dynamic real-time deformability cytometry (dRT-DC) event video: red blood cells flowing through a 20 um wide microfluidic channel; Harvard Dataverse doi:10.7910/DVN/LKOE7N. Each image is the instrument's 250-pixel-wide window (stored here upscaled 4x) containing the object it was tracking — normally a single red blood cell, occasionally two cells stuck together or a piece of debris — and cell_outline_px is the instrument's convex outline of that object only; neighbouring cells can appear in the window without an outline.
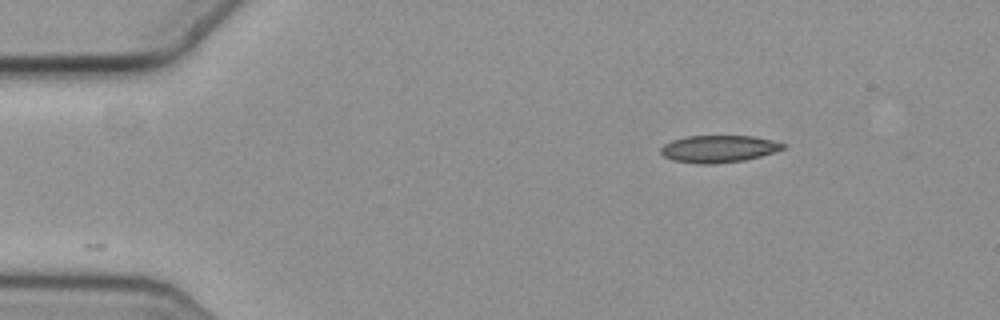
{"species": "common noctule bat (a hibernating species)", "species_latin": "Nyctalus noctula", "temperature_condition": "cold", "stored_images_in_passage": 34, "camera_frame_rate_fps": 3000, "um_per_image_px": 0.085, "animal": {"sex": "female", "body_mass_g": 19.3, "forearm_length_mm": 54.1}, "frame": {"image": 1, "passage_image": 1, "time_ms": 0.0, "image_size_px": [1000, 320], "cell_outline_px": [[784, 148], [760, 156], [744, 160], [712, 164], [700, 164], [672, 160], [664, 156], [660, 152], [660, 148], [664, 144], [672, 140], [684, 136], [752, 136], [772, 140], [784, 144]], "centroid_in_image_um": [61.02, 12.65], "position_along_channel_um": 24.0, "area_um2": 19.19}}
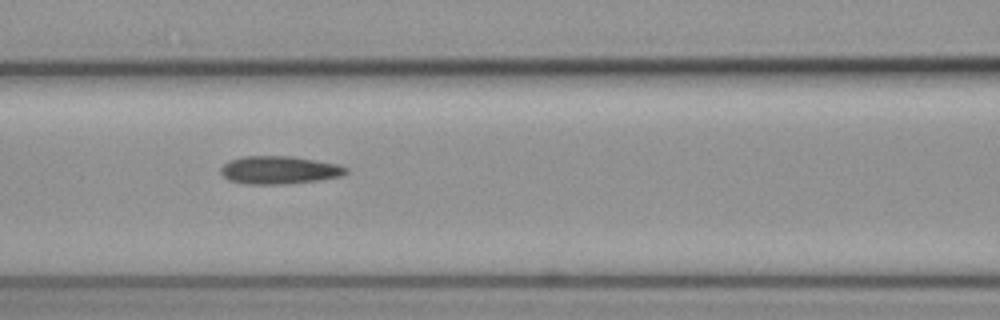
{"frame": {"image": 2, "passage_image": 17, "time_ms": 5.333, "image_size_px": [1000, 320], "cell_outline_px": [[348, 172], [340, 176], [316, 180], [276, 184], [244, 184], [228, 180], [220, 172], [220, 168], [228, 160], [244, 156], [292, 156], [340, 164], [348, 168]], "centroid_in_image_um": [23.71, 14.44], "position_along_channel_um": 142.9, "area_um2": 20.35}}
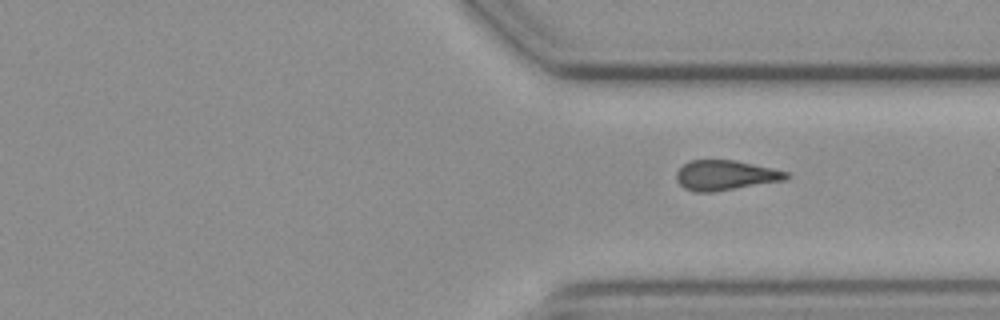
{"frame": {"image": 3, "passage_image": 34, "time_ms": 11.0, "image_size_px": [1000, 320], "cell_outline_px": [[792, 176], [784, 180], [712, 192], [696, 192], [684, 188], [676, 180], [676, 172], [684, 164], [692, 160], [732, 160], [772, 168], [788, 172]], "centroid_in_image_um": [61.65, 14.9], "position_along_channel_um": 349.8, "area_um2": 18.96}}